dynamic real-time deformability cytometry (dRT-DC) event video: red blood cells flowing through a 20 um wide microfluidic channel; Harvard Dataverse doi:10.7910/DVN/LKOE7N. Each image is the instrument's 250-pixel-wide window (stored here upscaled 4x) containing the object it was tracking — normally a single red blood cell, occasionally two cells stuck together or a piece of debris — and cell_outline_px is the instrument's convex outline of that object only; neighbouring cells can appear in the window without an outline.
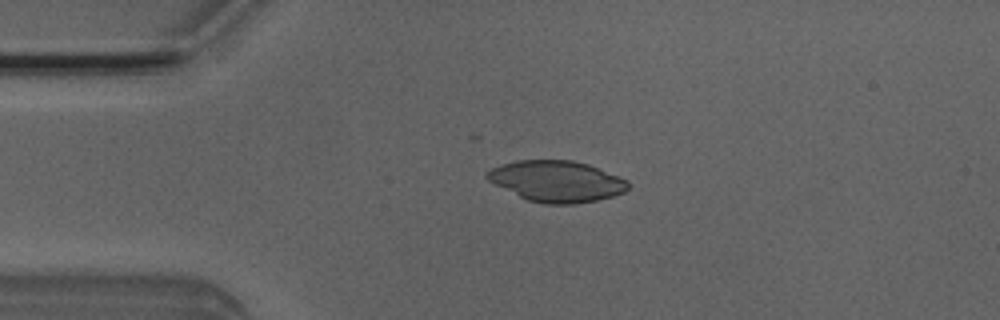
{"species": "Egyptian fruit bat (a non-hibernating species)", "species_latin": "Rousettus aegyptiacus", "temperature_condition": "room temperature", "stored_images_in_passage": 15, "camera_frame_rate_fps": 3000, "um_per_image_px": 0.085, "animal": {"sex": "male"}, "frame": {"image": 1, "passage_image": 10, "time_ms": 3.0, "image_size_px": [1000, 320], "cell_outline_px": [[628, 188], [624, 192], [612, 196], [596, 200], [572, 204], [544, 204], [528, 200], [488, 180], [484, 176], [484, 172], [500, 164], [516, 160], [572, 160], [588, 164], [628, 180]], "centroid_in_image_um": [47.3, 15.39], "position_along_channel_um": 37.7, "area_um2": 33.58}}